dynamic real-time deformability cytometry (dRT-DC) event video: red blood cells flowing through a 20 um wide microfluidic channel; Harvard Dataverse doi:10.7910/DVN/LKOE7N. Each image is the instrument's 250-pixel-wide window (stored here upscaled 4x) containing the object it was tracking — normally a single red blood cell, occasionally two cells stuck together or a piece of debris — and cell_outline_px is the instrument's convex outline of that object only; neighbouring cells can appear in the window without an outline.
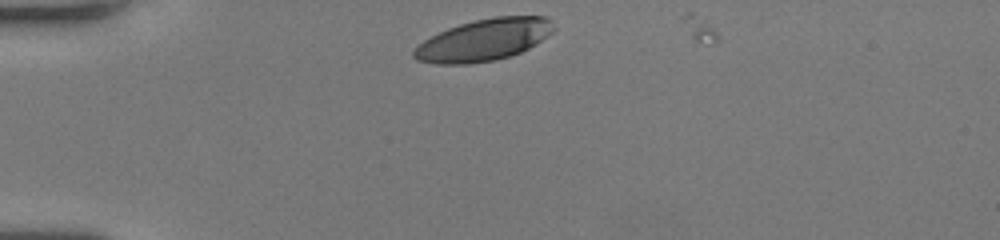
{"species": "human", "species_latin": "Homo sapiens", "temperature_condition": "room temperature", "stored_images_in_passage": 31, "camera_frame_rate_fps": 3000, "um_per_image_px": 0.085, "donor": {"sex": "female"}, "frame": {"image": 1, "passage_image": 1, "time_ms": 0.0, "image_size_px": [1000, 240], "cell_outline_px": [[556, 28], [552, 32], [536, 44], [512, 56], [496, 60], [468, 64], [436, 64], [416, 60], [412, 56], [412, 52], [416, 44], [448, 28], [460, 24], [476, 20], [496, 16], [548, 16], [552, 20]], "centroid_in_image_um": [41.13, 3.4], "position_along_channel_um": 43.9, "area_um2": 34.28}}
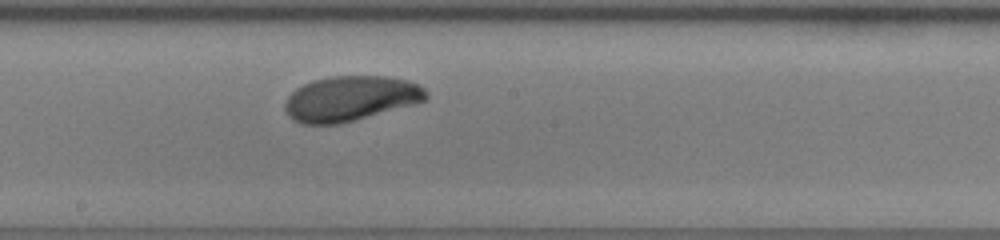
{"frame": {"image": 2, "passage_image": 17, "time_ms": 5.333, "image_size_px": [1000, 240], "cell_outline_px": [[428, 96], [424, 100], [416, 104], [340, 124], [300, 124], [292, 120], [288, 116], [284, 108], [284, 104], [288, 96], [296, 88], [312, 80], [332, 76], [388, 76], [408, 80], [424, 88], [428, 92]], "centroid_in_image_um": [29.78, 8.38], "position_along_channel_um": 218.4, "area_um2": 37.34}}
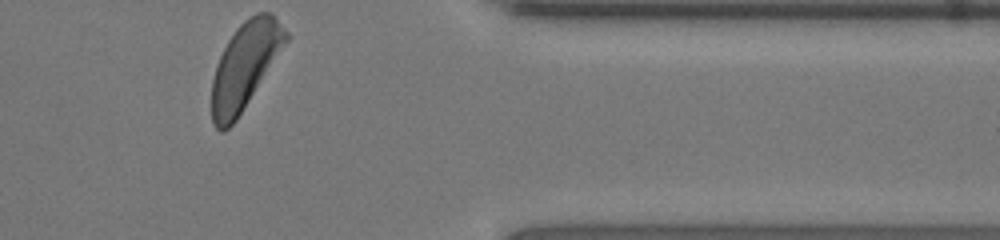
{"frame": {"image": 3, "passage_image": 31, "time_ms": 10.0, "image_size_px": [1000, 240], "cell_outline_px": [[288, 40], [236, 120], [224, 132], [220, 132], [212, 124], [212, 80], [216, 64], [228, 40], [236, 28], [244, 20], [256, 12], [272, 12], [288, 32]], "centroid_in_image_um": [20.81, 5.57], "position_along_channel_um": 390.6, "area_um2": 36.93}, "authors_computed_cell_mechanics": {"area_um2": 36.703, "velocity_mm_per_s": 4.0113, "shape_relaxation_time_tau1_ms": 2.7388, "shape_relaxation_time_tau2_ms": null, "deformation_change_tau1": 0.1461, "deformation_change_tau2": null}}